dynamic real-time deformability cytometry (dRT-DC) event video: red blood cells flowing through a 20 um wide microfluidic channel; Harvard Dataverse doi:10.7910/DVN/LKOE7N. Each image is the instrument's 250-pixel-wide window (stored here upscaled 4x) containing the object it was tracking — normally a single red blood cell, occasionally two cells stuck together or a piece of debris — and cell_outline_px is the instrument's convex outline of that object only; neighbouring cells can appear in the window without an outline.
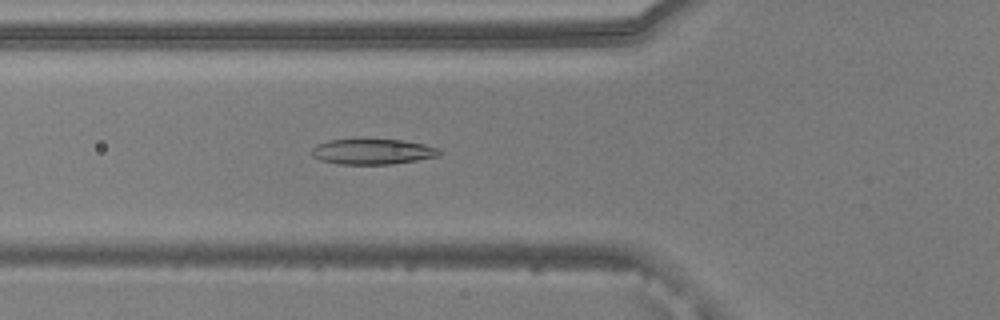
{"species": "common noctule bat (a hibernating species)", "species_latin": "Nyctalus noctula", "temperature_condition": "warm", "stored_images_in_passage": 53, "camera_frame_rate_fps": 3000, "um_per_image_px": 0.085, "animal": {"sex": "male", "body_mass_g": 20.5, "forearm_length_mm": 52.5}, "frame": {"image": 1, "passage_image": 19, "time_ms": 6.0, "image_size_px": [1000, 320], "cell_outline_px": [[440, 156], [392, 164], [340, 164], [320, 160], [312, 156], [312, 148], [316, 144], [328, 140], [400, 140], [424, 144], [440, 148]], "centroid_in_image_um": [31.67, 12.89], "position_along_channel_um": 94.1, "area_um2": 18.79}}
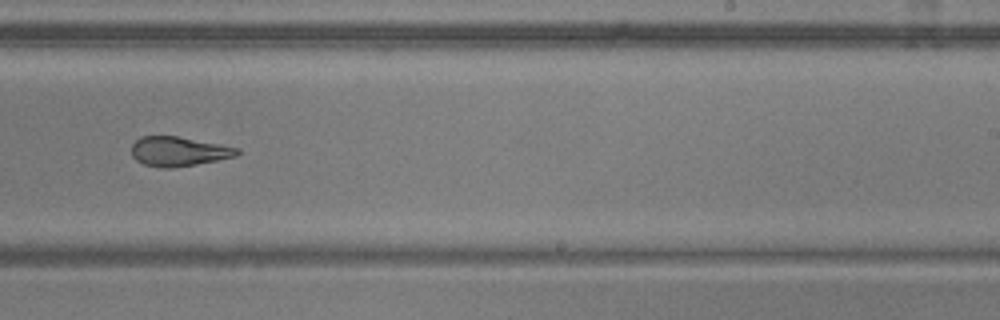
{"frame": {"image": 2, "passage_image": 33, "time_ms": 10.667, "image_size_px": [1000, 320], "cell_outline_px": [[240, 152], [236, 156], [196, 164], [172, 168], [160, 168], [144, 164], [136, 160], [132, 156], [132, 144], [140, 136], [176, 136], [220, 144], [240, 148]], "centroid_in_image_um": [15.17, 12.87], "position_along_channel_um": 273.8, "area_um2": 18.09}}
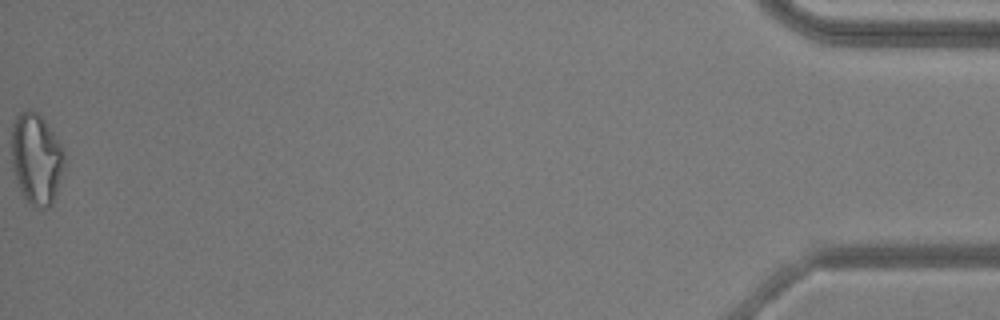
{"frame": {"image": 3, "passage_image": 53, "time_ms": 17.333, "image_size_px": [1000, 320], "cell_outline_px": [[64, 164], [60, 180], [52, 204], [48, 208], [40, 208], [28, 204], [24, 200], [20, 192], [12, 168], [12, 124], [16, 116], [20, 112], [28, 108], [32, 108], [44, 120], [64, 148]], "centroid_in_image_um": [3.07, 13.51], "position_along_channel_um": 432.1, "area_um2": 28.32}, "authors_computed_cell_mechanics": {"area_um2": 19.941, "velocity_mm_per_s": 3.8384, "shape_relaxation_time_tau1_ms": 8.4111, "shape_relaxation_time_tau2_ms": 2.2076, "deformation_change_tau1": 0.2418, "deformation_change_tau2": 0.1029}}